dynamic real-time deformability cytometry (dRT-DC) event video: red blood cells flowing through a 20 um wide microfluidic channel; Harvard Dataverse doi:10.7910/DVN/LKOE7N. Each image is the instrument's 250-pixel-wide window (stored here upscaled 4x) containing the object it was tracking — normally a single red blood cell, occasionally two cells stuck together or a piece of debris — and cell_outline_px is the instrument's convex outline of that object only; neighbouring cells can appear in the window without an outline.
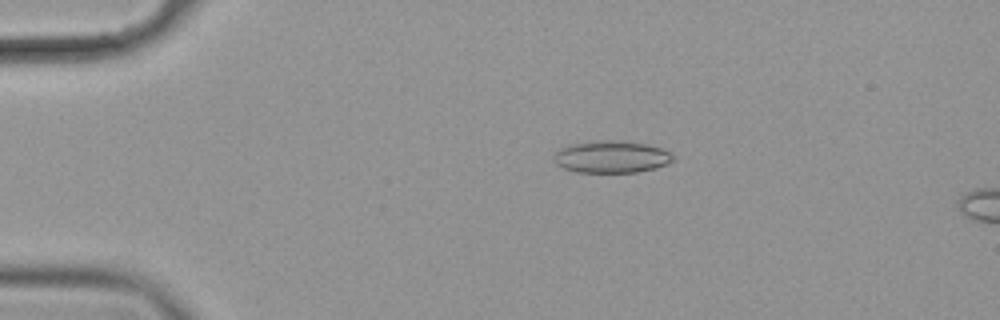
{"species": "common noctule bat (a hibernating species)", "species_latin": "Nyctalus noctula", "temperature_condition": "cold", "stored_images_in_passage": 5, "camera_frame_rate_fps": 3000, "um_per_image_px": 0.085, "animal": {"sex": "female", "body_mass_g": 19.9}, "frame": {"image": 1, "passage_image": 4, "time_ms": 1.0, "image_size_px": [1000, 320], "cell_outline_px": [[676, 160], [668, 164], [656, 168], [636, 172], [576, 172], [564, 168], [556, 164], [552, 160], [552, 156], [560, 148], [568, 144], [604, 140], [624, 140], [648, 144], [672, 152], [676, 156]], "centroid_in_image_um": [52.01, 13.32], "position_along_channel_um": 33.0, "area_um2": 22.77}}